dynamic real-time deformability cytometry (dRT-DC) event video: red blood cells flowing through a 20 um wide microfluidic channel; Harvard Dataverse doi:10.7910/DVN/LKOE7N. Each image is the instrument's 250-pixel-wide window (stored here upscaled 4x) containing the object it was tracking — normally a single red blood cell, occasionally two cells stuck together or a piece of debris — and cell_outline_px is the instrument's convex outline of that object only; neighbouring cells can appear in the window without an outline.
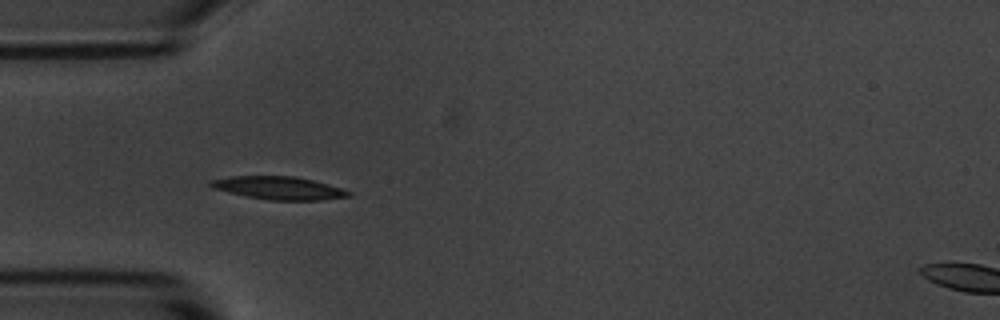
{"species": "common noctule bat (a hibernating species)", "species_latin": "Nyctalus noctula", "temperature_condition": "room temperature", "stored_images_in_passage": 10, "camera_frame_rate_fps": 3000, "um_per_image_px": 0.085, "animal": {"sex": "male", "body_mass_g": 20.1, "forearm_length_mm": 53.5}, "frame": {"image": 1, "passage_image": 4, "time_ms": 4.333, "image_size_px": [1000, 320], "cell_outline_px": [[352, 196], [320, 200], [268, 200], [228, 192], [212, 188], [208, 184], [212, 180], [232, 176], [296, 176], [328, 184], [352, 192]], "centroid_in_image_um": [23.72, 15.98], "position_along_channel_um": 61.3, "area_um2": 18.32}}
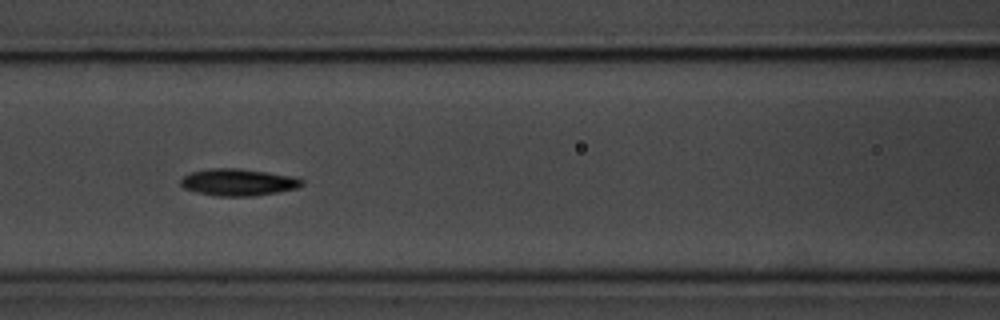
{"frame": {"image": 2, "passage_image": 6, "time_ms": 6.667, "image_size_px": [1000, 320], "cell_outline_px": [[304, 184], [296, 188], [276, 192], [252, 196], [216, 196], [196, 192], [184, 188], [180, 184], [180, 180], [184, 176], [192, 172], [208, 168], [240, 168], [296, 176], [304, 180]], "centroid_in_image_um": [20.26, 15.48], "position_along_channel_um": 146.3, "area_um2": 19.13}}
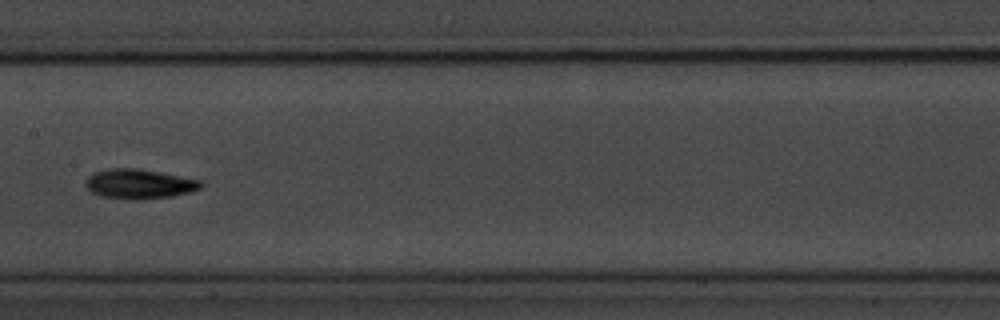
{"frame": {"image": 3, "passage_image": 7, "time_ms": 8.0, "image_size_px": [1000, 320], "cell_outline_px": [[204, 184], [200, 188], [192, 192], [172, 196], [144, 200], [128, 200], [100, 196], [92, 192], [84, 184], [88, 176], [96, 172], [108, 168], [132, 168], [160, 172], [200, 180]], "centroid_in_image_um": [11.83, 15.65], "position_along_channel_um": 195.6, "area_um2": 20.06}}